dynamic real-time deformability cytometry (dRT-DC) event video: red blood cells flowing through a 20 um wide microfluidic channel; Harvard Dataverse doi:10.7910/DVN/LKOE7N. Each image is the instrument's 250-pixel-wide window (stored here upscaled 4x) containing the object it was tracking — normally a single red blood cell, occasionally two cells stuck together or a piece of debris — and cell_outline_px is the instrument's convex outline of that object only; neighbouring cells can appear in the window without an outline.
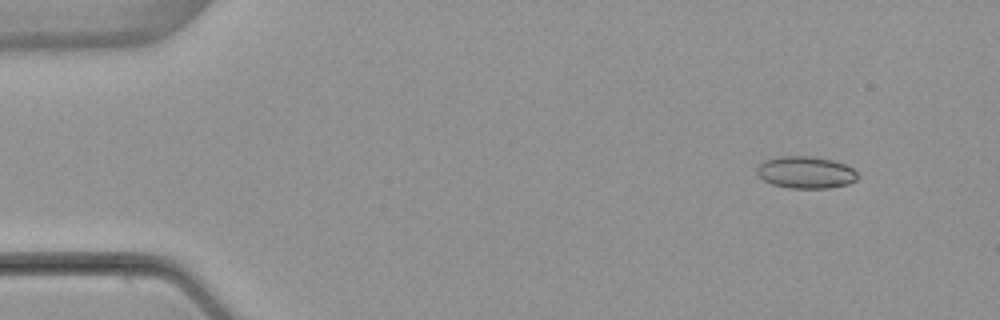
{"species": "common noctule bat (a hibernating species)", "species_latin": "Nyctalus noctula", "temperature_condition": "warm", "stored_images_in_passage": 4, "camera_frame_rate_fps": 3000, "um_per_image_px": 0.085, "animal": {"sex": "female", "body_mass_g": 22.7, "forearm_length_mm": 54.2}, "frame": {"image": 1, "passage_image": 1, "time_ms": 0.0, "image_size_px": [1000, 320], "cell_outline_px": [[860, 176], [856, 180], [848, 184], [828, 188], [788, 188], [772, 184], [764, 180], [756, 172], [756, 168], [764, 160], [776, 156], [812, 156], [836, 160], [852, 168]], "centroid_in_image_um": [68.49, 14.64], "position_along_channel_um": 16.5, "area_um2": 19.02}}
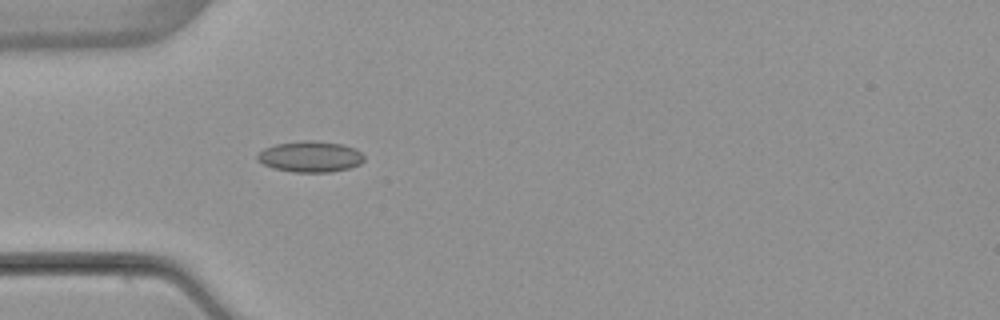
{"frame": {"image": 2, "passage_image": 4, "time_ms": 3.667, "image_size_px": [1000, 320], "cell_outline_px": [[364, 160], [360, 164], [348, 168], [332, 172], [292, 172], [272, 168], [256, 160], [256, 156], [264, 148], [276, 144], [304, 140], [316, 140], [344, 144], [356, 148], [364, 156]], "centroid_in_image_um": [26.38, 13.31], "position_along_channel_um": 58.6, "area_um2": 19.48}}